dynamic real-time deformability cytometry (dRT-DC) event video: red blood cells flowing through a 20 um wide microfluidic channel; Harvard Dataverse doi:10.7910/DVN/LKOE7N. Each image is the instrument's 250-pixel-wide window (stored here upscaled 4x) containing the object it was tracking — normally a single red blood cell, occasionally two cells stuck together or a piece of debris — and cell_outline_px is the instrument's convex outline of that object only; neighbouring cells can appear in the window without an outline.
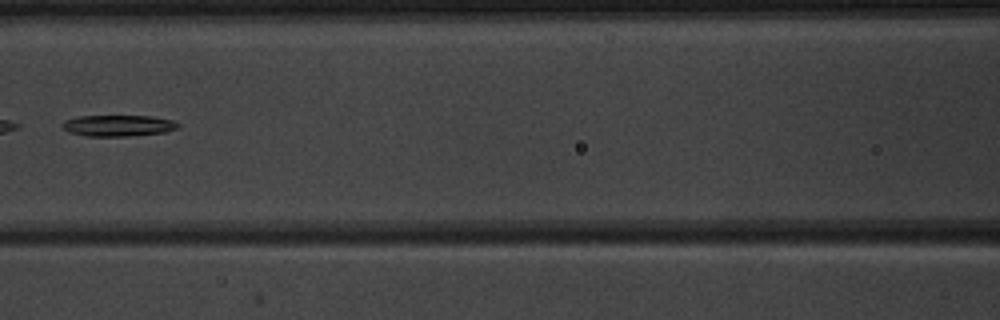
{"species": "common noctule bat (a hibernating species)", "species_latin": "Nyctalus noctula", "temperature_condition": "warm", "stored_images_in_passage": 8, "camera_frame_rate_fps": 3000, "um_per_image_px": 0.085, "animal": {"sex": "male", "body_mass_g": 20.1, "forearm_length_mm": 53.5}, "frame": {"image": 1, "passage_image": 7, "time_ms": 8.0, "image_size_px": [1000, 320], "cell_outline_px": [[180, 128], [164, 132], [128, 136], [88, 136], [68, 132], [60, 124], [64, 120], [76, 116], [152, 116], [172, 120], [180, 124]], "centroid_in_image_um": [10.04, 10.67], "position_along_channel_um": 156.6, "area_um2": 14.39}}
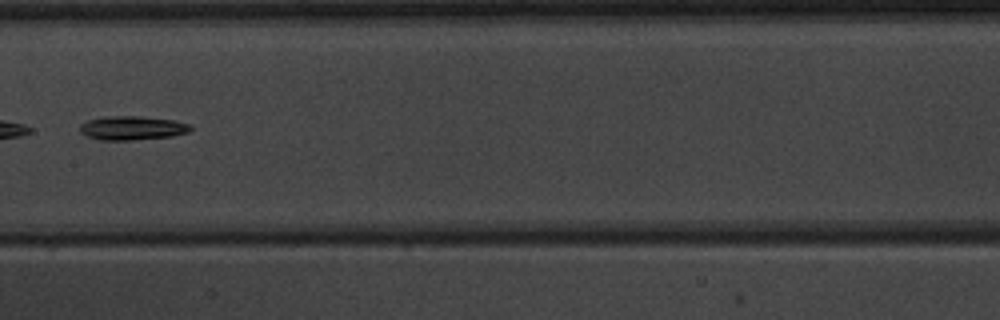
{"frame": {"image": 2, "passage_image": 8, "time_ms": 9.0, "image_size_px": [1000, 320], "cell_outline_px": [[192, 128], [188, 132], [172, 136], [132, 140], [100, 140], [84, 136], [80, 132], [80, 124], [88, 120], [104, 116], [140, 116], [176, 120], [192, 124]], "centroid_in_image_um": [11.23, 10.87], "position_along_channel_um": 196.2, "area_um2": 15.66}}